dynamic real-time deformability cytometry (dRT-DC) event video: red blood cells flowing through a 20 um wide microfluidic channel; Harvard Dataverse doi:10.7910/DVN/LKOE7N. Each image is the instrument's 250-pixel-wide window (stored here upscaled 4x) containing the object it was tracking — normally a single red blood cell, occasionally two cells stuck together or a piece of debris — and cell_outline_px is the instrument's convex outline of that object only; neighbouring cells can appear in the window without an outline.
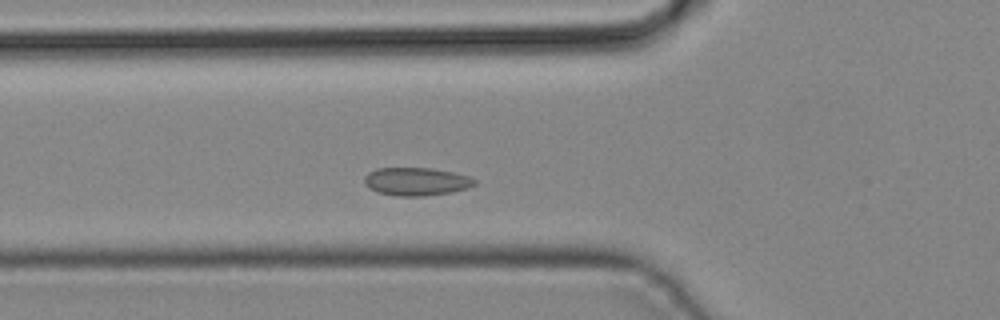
{"species": "common noctule bat (a hibernating species)", "species_latin": "Nyctalus noctula", "temperature_condition": "cold", "stored_images_in_passage": 24, "camera_frame_rate_fps": 3000, "um_per_image_px": 0.085, "animal": {"sex": "male", "body_mass_g": 19.2, "forearm_length_mm": 51.8}, "frame": {"image": 1, "passage_image": 4, "time_ms": 1.0, "image_size_px": [1000, 320], "cell_outline_px": [[476, 184], [468, 188], [452, 192], [424, 196], [396, 196], [376, 192], [368, 188], [364, 184], [364, 176], [368, 172], [376, 168], [432, 168], [452, 172], [468, 176], [476, 180]], "centroid_in_image_um": [35.35, 15.43], "position_along_channel_um": 90.5, "area_um2": 18.21}}
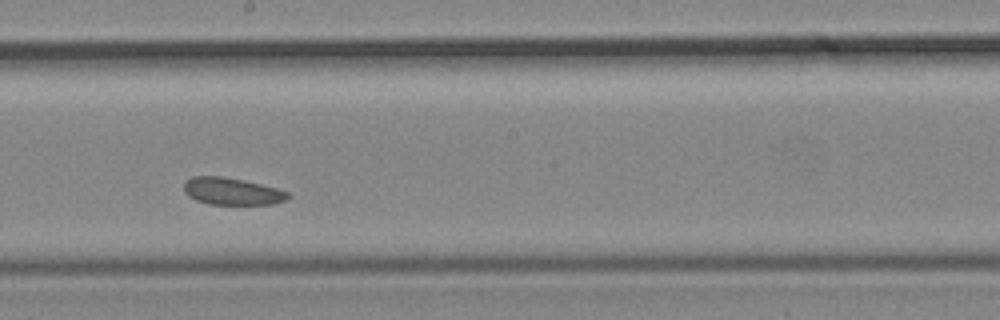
{"frame": {"image": 2, "passage_image": 13, "time_ms": 4.0, "image_size_px": [1000, 320], "cell_outline_px": [[292, 196], [284, 200], [272, 204], [208, 204], [196, 200], [188, 196], [184, 192], [184, 180], [192, 176], [224, 176], [244, 180], [276, 188], [288, 192]], "centroid_in_image_um": [19.68, 16.25], "position_along_channel_um": 228.5, "area_um2": 16.53}}
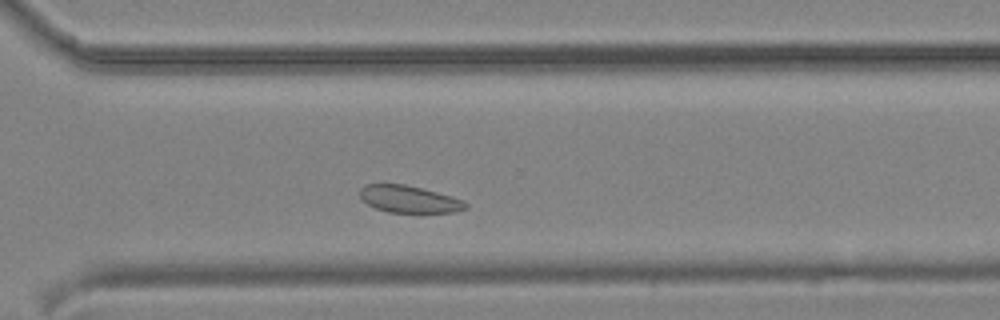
{"frame": {"image": 3, "passage_image": 20, "time_ms": 6.333, "image_size_px": [1000, 320], "cell_outline_px": [[468, 208], [456, 212], [388, 212], [376, 208], [368, 204], [360, 196], [360, 188], [364, 184], [404, 184], [452, 196], [464, 200], [468, 204]], "centroid_in_image_um": [34.8, 16.93], "position_along_channel_um": 335.8, "area_um2": 16.59}}